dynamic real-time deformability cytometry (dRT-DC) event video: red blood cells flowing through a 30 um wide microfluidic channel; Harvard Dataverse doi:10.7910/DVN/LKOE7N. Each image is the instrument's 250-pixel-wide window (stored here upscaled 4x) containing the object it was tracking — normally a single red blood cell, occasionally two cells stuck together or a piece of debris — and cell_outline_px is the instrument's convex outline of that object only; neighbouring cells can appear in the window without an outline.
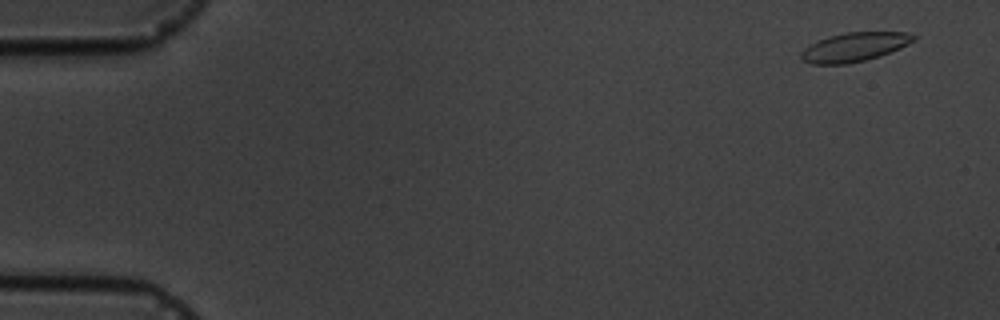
{"species": "common noctule bat (a hibernating species)", "species_latin": "Nyctalus noctula", "temperature_condition": "cold", "stored_images_in_passage": 5, "camera_frame_rate_fps": 3000, "um_per_image_px": 0.085, "animal": {"sex": "male", "body_mass_g": 19.5, "forearm_length_mm": 54.6}, "frame": {"image": 1, "passage_image": 1, "time_ms": 0.0, "image_size_px": [1000, 320], "cell_outline_px": [[916, 40], [900, 48], [880, 56], [848, 64], [812, 64], [800, 60], [800, 52], [804, 48], [816, 40], [828, 36], [844, 32], [908, 32], [916, 36]], "centroid_in_image_um": [72.59, 3.99], "position_along_channel_um": 12.4, "area_um2": 19.25}}
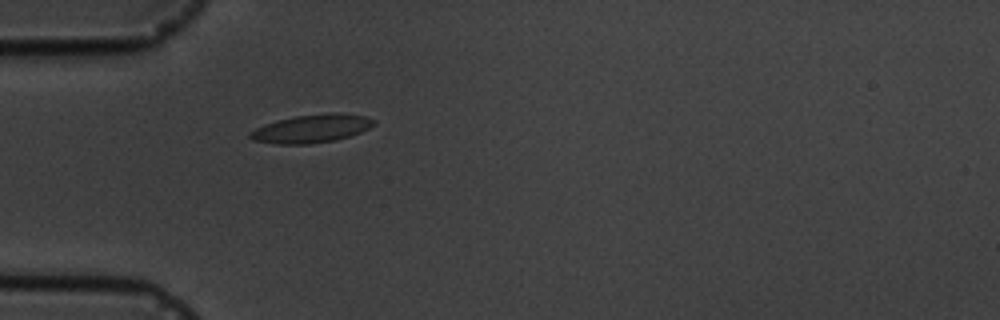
{"frame": {"image": 2, "passage_image": 5, "time_ms": 4.667, "image_size_px": [1000, 320], "cell_outline_px": [[376, 124], [360, 132], [336, 140], [308, 144], [276, 144], [252, 140], [248, 136], [248, 132], [264, 124], [276, 120], [296, 116], [340, 112], [364, 116], [376, 120]], "centroid_in_image_um": [26.46, 10.93], "position_along_channel_um": 58.5, "area_um2": 20.35}}